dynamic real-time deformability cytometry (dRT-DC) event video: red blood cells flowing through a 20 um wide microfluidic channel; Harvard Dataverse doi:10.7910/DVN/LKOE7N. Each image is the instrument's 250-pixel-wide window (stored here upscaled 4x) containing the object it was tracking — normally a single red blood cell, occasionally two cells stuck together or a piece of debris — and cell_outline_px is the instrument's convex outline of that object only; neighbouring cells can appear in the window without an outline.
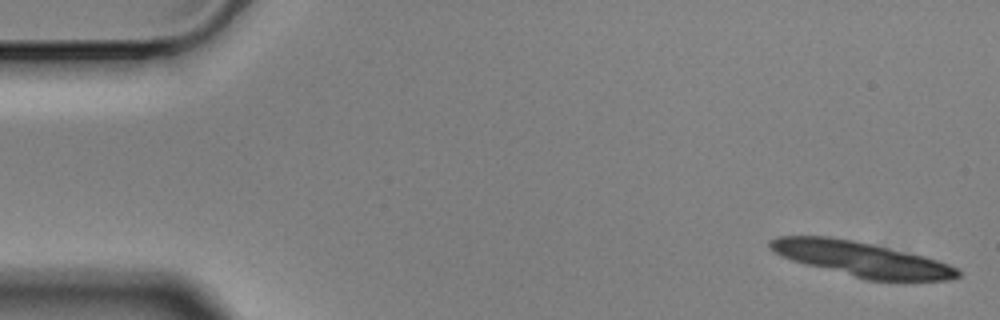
{"species": "Egyptian fruit bat (a non-hibernating species)", "species_latin": "Rousettus aegyptiacus", "temperature_condition": "cold", "stored_images_in_passage": 5, "camera_frame_rate_fps": 3000, "um_per_image_px": 0.085, "animal": {"sex": "male"}, "frame": {"image": 1, "passage_image": 1, "time_ms": 0.0, "image_size_px": [1000, 320], "cell_outline_px": [[960, 276], [952, 280], [868, 280], [804, 264], [780, 256], [768, 248], [768, 240], [776, 236], [828, 236], [852, 240], [872, 244], [924, 256], [960, 268]], "centroid_in_image_um": [73.19, 22.01], "position_along_channel_um": 11.8, "area_um2": 37.97}}